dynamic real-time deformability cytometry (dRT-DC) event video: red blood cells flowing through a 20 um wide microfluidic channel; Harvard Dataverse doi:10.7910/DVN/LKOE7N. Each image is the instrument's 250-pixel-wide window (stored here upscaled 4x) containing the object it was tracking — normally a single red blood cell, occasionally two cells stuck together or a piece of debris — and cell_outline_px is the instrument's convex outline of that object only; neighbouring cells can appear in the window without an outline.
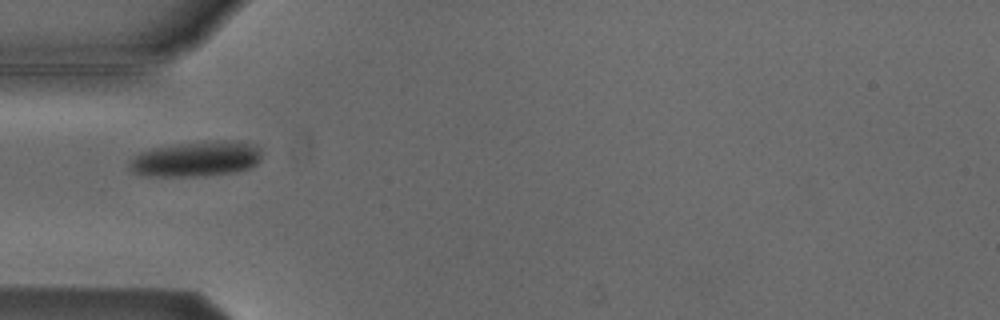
{"species": "Egyptian fruit bat (a non-hibernating species)", "species_latin": "Rousettus aegyptiacus", "temperature_condition": "cold", "stored_images_in_passage": 6, "camera_frame_rate_fps": 3000, "um_per_image_px": 0.085, "animal": {"sex": "male"}, "frame": {"image": 1, "passage_image": 1, "time_ms": 0.0, "image_size_px": [1000, 320], "cell_outline_px": [[260, 160], [256, 164], [248, 168], [236, 172], [204, 176], [140, 176], [132, 172], [128, 168], [128, 160], [140, 152], [152, 148], [204, 140], [236, 140], [256, 144], [260, 148]], "centroid_in_image_um": [16.66, 13.5], "position_along_channel_um": 68.3, "area_um2": 27.86}}
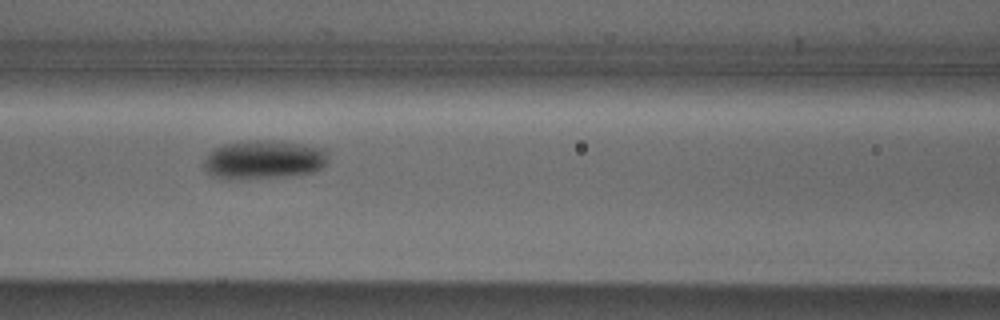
{"frame": {"image": 2, "passage_image": 3, "time_ms": 2.0, "image_size_px": [1000, 320], "cell_outline_px": [[328, 160], [320, 168], [312, 172], [284, 176], [224, 180], [212, 176], [204, 168], [204, 160], [216, 148], [224, 144], [256, 140], [284, 140], [324, 148], [328, 156]], "centroid_in_image_um": [22.43, 13.56], "position_along_channel_um": 144.2, "area_um2": 28.09}}
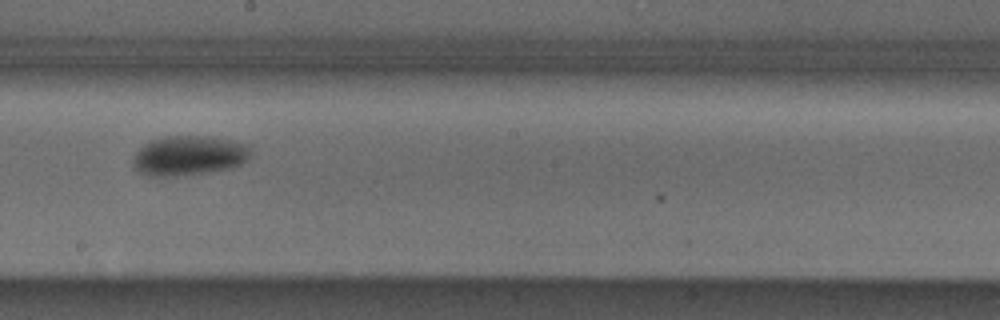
{"frame": {"image": 3, "passage_image": 5, "time_ms": 4.333, "image_size_px": [1000, 320], "cell_outline_px": [[252, 156], [248, 160], [232, 168], [184, 176], [148, 176], [132, 168], [132, 156], [148, 140], [164, 136], [208, 136], [252, 144]], "centroid_in_image_um": [16.08, 13.22], "position_along_channel_um": 232.1, "area_um2": 28.03}}